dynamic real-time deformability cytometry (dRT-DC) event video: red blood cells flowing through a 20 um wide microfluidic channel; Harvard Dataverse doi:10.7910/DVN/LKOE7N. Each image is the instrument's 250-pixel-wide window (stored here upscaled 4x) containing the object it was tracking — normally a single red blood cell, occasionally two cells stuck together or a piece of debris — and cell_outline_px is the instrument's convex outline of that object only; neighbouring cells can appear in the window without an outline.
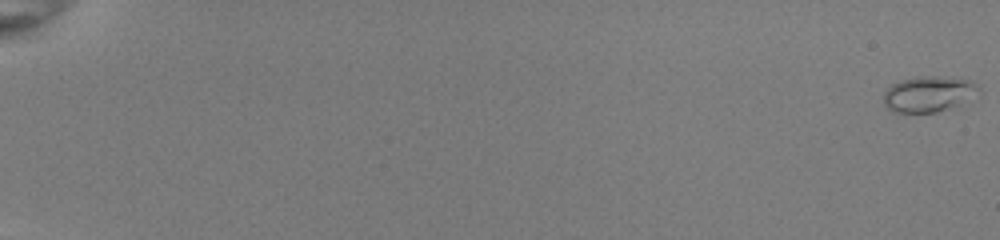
{"species": "common noctule bat (a hibernating species)", "species_latin": "Nyctalus noctula", "temperature_condition": "room temperature", "stored_images_in_passage": 54, "camera_frame_rate_fps": 3000, "um_per_image_px": 0.085, "animal": {"sex": "female", "body_mass_g": 22.0, "forearm_length_mm": 56.7}, "frame": {"image": 1, "passage_image": 1, "time_ms": 0.0, "image_size_px": [1000, 240], "cell_outline_px": [[980, 92], [948, 108], [936, 112], [896, 112], [888, 108], [884, 104], [884, 92], [892, 84], [900, 80], [916, 76], [936, 76], [968, 80], [976, 84], [980, 88]], "centroid_in_image_um": [78.88, 7.97], "position_along_channel_um": 6.1, "area_um2": 19.36}}
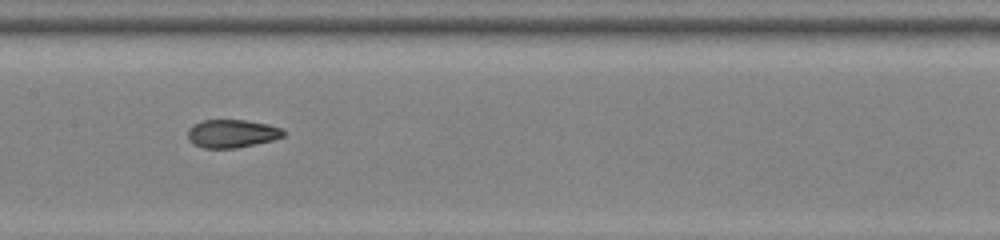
{"frame": {"image": 2, "passage_image": 31, "time_ms": 10.0, "image_size_px": [1000, 240], "cell_outline_px": [[284, 136], [272, 140], [236, 148], [204, 148], [188, 140], [188, 128], [192, 124], [204, 120], [244, 120], [268, 124], [280, 128], [284, 132]], "centroid_in_image_um": [19.68, 11.35], "position_along_channel_um": 187.7, "area_um2": 15.55}}
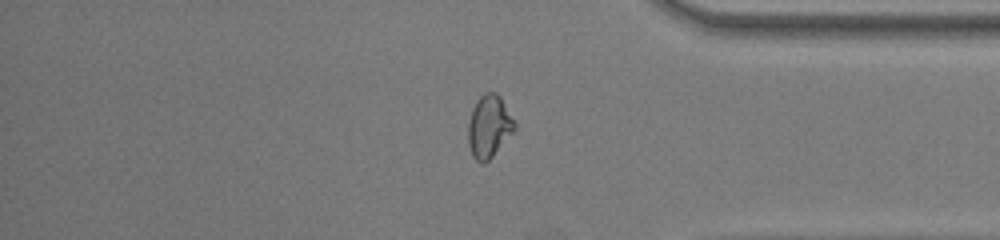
{"frame": {"image": 3, "passage_image": 47, "time_ms": 15.333, "image_size_px": [1000, 240], "cell_outline_px": [[516, 128], [492, 156], [484, 164], [476, 160], [472, 156], [468, 144], [468, 120], [472, 108], [476, 100], [484, 92], [496, 92], [500, 96], [516, 124]], "centroid_in_image_um": [41.54, 10.73], "position_along_channel_um": 393.7, "area_um2": 16.88}, "authors_computed_cell_mechanics": {"area_um2": 16.4441, "velocity_mm_per_s": 4.0196, "shape_relaxation_time_tau1_ms": null, "shape_relaxation_time_tau2_ms": 0.7257, "deformation_change_tau1": null, "deformation_change_tau2": 0.0521}}